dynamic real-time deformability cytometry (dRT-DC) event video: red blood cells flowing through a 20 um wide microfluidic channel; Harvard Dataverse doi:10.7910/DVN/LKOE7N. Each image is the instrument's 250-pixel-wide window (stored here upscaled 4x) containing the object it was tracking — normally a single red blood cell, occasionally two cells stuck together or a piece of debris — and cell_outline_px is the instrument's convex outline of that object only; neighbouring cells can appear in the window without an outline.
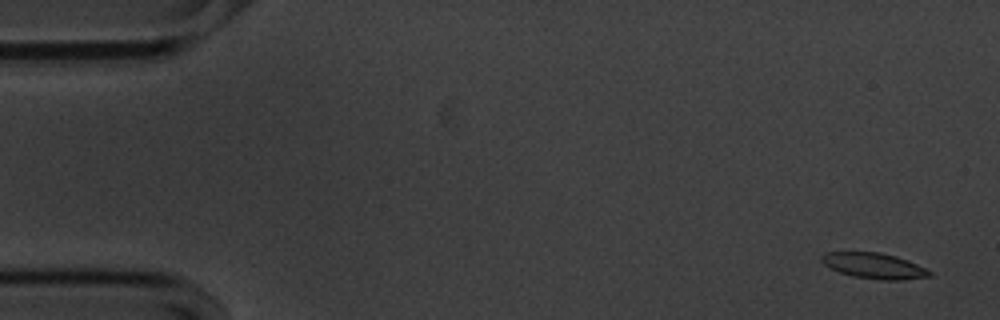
{"species": "common noctule bat (a hibernating species)", "species_latin": "Nyctalus noctula", "temperature_condition": "cold", "stored_images_in_passage": 58, "segment_of_instrument_passage": [1, 2], "camera_frame_rate_fps": 3000, "um_per_image_px": 0.085, "animal": {"sex": "male", "body_mass_g": 20.1, "forearm_length_mm": 53.5}, "frame": {"image": 1, "passage_image": 3, "time_ms": 0.667, "image_size_px": [1000, 320], "cell_outline_px": [[932, 276], [900, 280], [880, 280], [852, 276], [840, 272], [824, 264], [820, 260], [820, 256], [824, 252], [880, 252], [896, 256], [908, 260], [932, 272]], "centroid_in_image_um": [74.28, 22.59], "position_along_channel_um": 10.7, "area_um2": 16.13}}
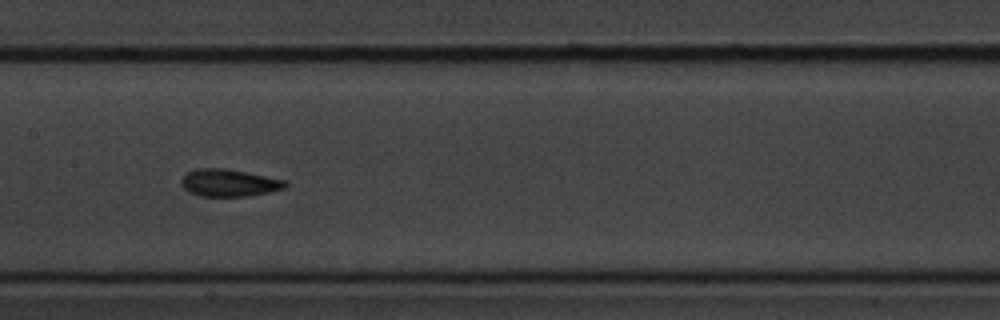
{"frame": {"image": 2, "passage_image": 28, "time_ms": 9.0, "image_size_px": [1000, 320], "cell_outline_px": [[288, 184], [284, 188], [268, 192], [248, 196], [200, 196], [188, 192], [180, 184], [180, 180], [188, 172], [196, 168], [224, 168], [288, 180]], "centroid_in_image_um": [19.46, 15.54], "position_along_channel_um": 187.9, "area_um2": 16.59}}
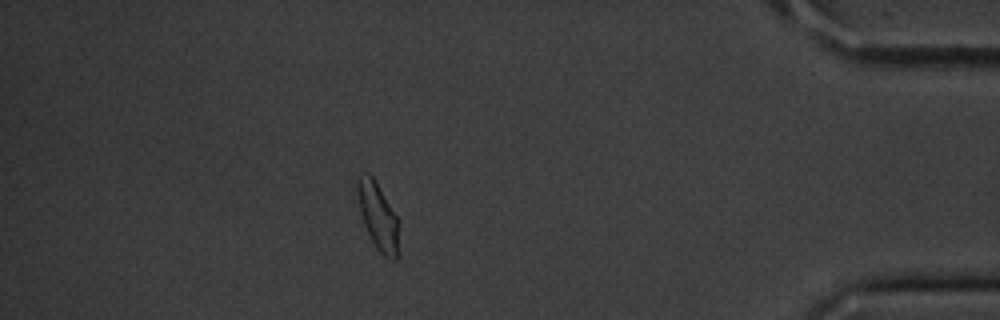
{"frame": {"image": 3, "passage_image": 50, "time_ms": 16.333, "image_size_px": [1000, 320], "cell_outline_px": [[400, 220], [396, 260], [392, 260], [384, 256], [376, 248], [364, 224], [360, 212], [356, 188], [356, 180], [360, 176], [368, 172], [372, 176]], "centroid_in_image_um": [32.14, 18.38], "position_along_channel_um": 403.1, "area_um2": 16.18}}